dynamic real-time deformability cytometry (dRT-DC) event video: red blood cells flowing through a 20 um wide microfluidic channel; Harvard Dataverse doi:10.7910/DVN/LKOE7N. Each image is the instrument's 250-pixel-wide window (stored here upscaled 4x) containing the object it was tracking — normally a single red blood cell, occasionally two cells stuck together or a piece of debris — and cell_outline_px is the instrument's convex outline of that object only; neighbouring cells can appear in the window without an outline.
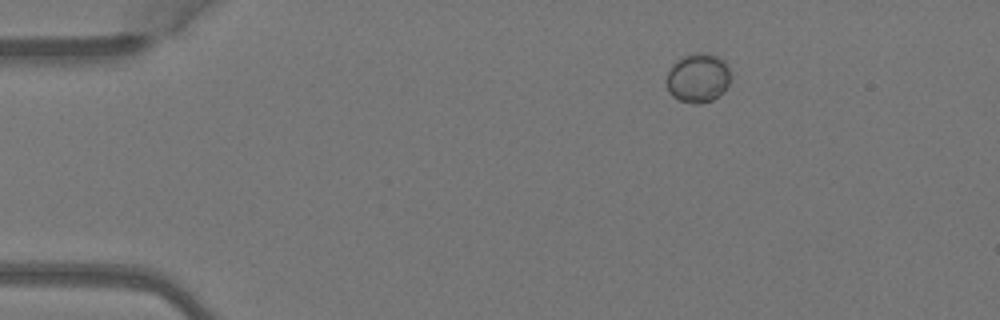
{"species": "Egyptian fruit bat (a non-hibernating species)", "species_latin": "Rousettus aegyptiacus", "temperature_condition": "warm", "stored_images_in_passage": 3, "camera_frame_rate_fps": 3000, "um_per_image_px": 0.085, "animal": {"sex": "female"}, "frame": {"image": 1, "passage_image": 1, "time_ms": 0.0, "image_size_px": [1000, 320], "cell_outline_px": [[732, 76], [724, 92], [712, 100], [700, 104], [692, 104], [680, 100], [672, 96], [668, 92], [664, 80], [672, 64], [676, 60], [684, 56], [696, 52], [708, 52], [724, 60], [728, 64]], "centroid_in_image_um": [59.33, 6.62], "position_along_channel_um": 25.7, "area_um2": 18.96}}